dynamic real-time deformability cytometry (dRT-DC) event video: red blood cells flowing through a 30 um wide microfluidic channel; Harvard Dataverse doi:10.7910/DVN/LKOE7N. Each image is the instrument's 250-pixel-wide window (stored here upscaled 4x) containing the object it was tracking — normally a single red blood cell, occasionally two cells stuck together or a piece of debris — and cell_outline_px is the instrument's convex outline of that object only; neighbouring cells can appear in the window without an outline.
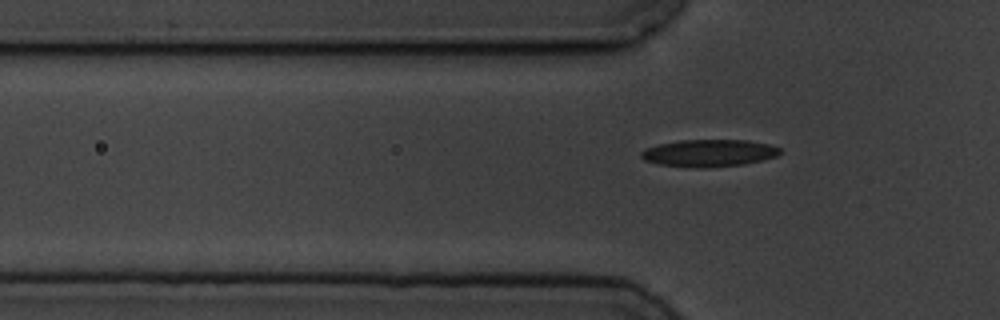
{"species": "common noctule bat (a hibernating species)", "species_latin": "Nyctalus noctula", "temperature_condition": "cold", "stored_images_in_passage": 7, "segment_of_instrument_passage": [2, 2], "camera_frame_rate_fps": 3000, "um_per_image_px": 0.085, "animal": {"sex": "male", "body_mass_g": 19.5, "forearm_length_mm": 54.6}, "frame": {"image": 1, "passage_image": 7, "time_ms": 7.0, "image_size_px": [1000, 320], "cell_outline_px": [[784, 152], [776, 156], [764, 160], [744, 164], [708, 168], [692, 168], [660, 164], [644, 160], [640, 156], [640, 152], [644, 148], [660, 144], [680, 140], [748, 140], [768, 144], [780, 148]], "centroid_in_image_um": [60.28, 13.01], "position_along_channel_um": 65.5, "area_um2": 22.25}}